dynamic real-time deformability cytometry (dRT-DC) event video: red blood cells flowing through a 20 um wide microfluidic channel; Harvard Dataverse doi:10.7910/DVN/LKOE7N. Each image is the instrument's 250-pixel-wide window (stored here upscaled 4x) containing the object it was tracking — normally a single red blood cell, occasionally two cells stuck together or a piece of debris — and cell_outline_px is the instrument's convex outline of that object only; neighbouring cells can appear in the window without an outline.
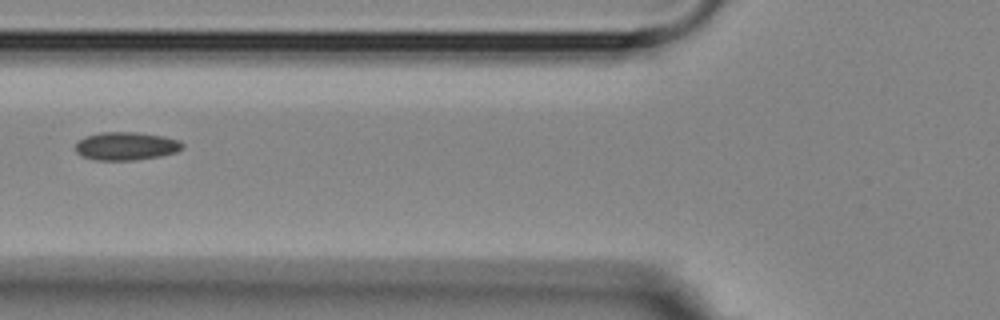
{"species": "Egyptian fruit bat (a non-hibernating species)", "species_latin": "Rousettus aegyptiacus", "temperature_condition": "room temperature", "stored_images_in_passage": 7, "camera_frame_rate_fps": 3000, "um_per_image_px": 0.085, "animal": {"sex": "female"}, "frame": {"image": 1, "passage_image": 4, "time_ms": 3.667, "image_size_px": [1000, 320], "cell_outline_px": [[184, 148], [176, 152], [160, 156], [136, 160], [96, 160], [80, 156], [76, 152], [76, 144], [84, 136], [100, 132], [136, 132], [164, 136], [180, 140], [184, 144]], "centroid_in_image_um": [10.73, 12.41], "position_along_channel_um": 115.1, "area_um2": 17.74}}
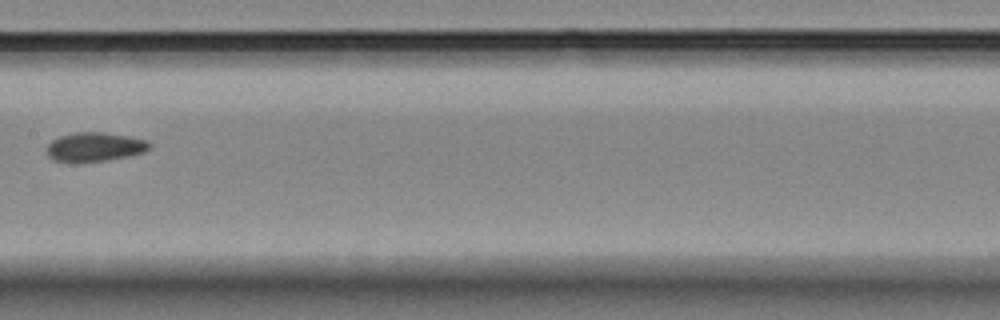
{"frame": {"image": 2, "passage_image": 6, "time_ms": 6.0, "image_size_px": [1000, 320], "cell_outline_px": [[152, 148], [144, 152], [128, 156], [108, 160], [52, 160], [48, 156], [48, 144], [52, 140], [60, 136], [76, 132], [104, 132], [128, 136], [144, 140], [152, 144]], "centroid_in_image_um": [8.1, 12.46], "position_along_channel_um": 199.3, "area_um2": 16.94}}
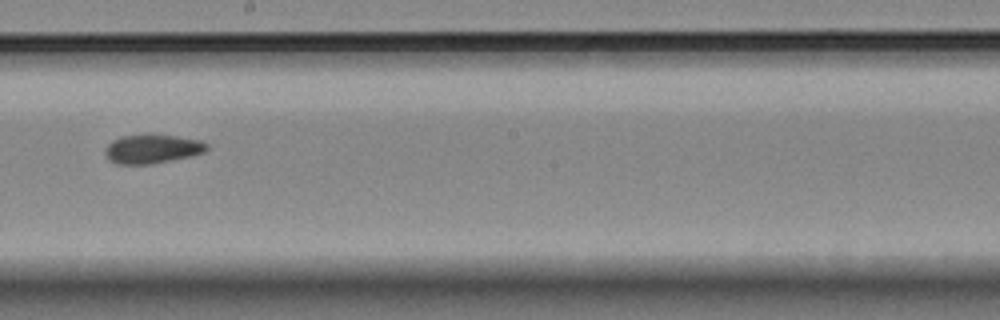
{"frame": {"image": 3, "passage_image": 7, "time_ms": 7.0, "image_size_px": [1000, 320], "cell_outline_px": [[208, 148], [204, 152], [172, 160], [152, 164], [116, 164], [108, 160], [104, 152], [104, 148], [112, 140], [120, 136], [148, 132], [176, 136], [200, 140], [208, 144]], "centroid_in_image_um": [12.88, 12.62], "position_along_channel_um": 235.3, "area_um2": 17.69}}